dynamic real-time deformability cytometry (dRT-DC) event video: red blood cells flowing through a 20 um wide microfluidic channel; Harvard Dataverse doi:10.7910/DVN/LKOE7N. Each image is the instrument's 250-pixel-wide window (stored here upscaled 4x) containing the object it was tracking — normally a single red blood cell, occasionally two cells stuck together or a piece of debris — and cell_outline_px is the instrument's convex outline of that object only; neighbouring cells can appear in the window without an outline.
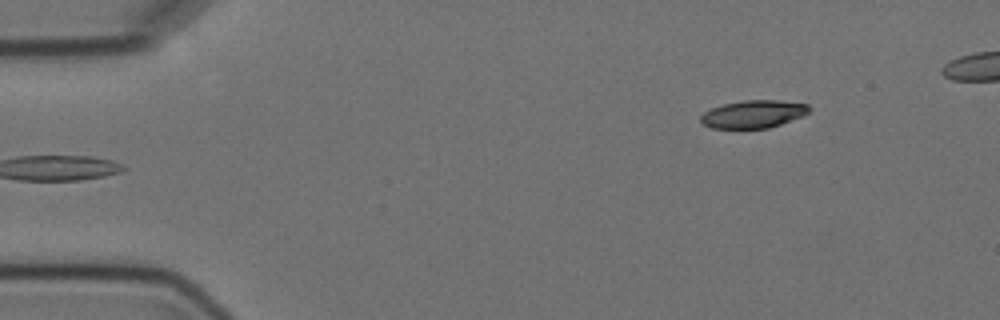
{"species": "Egyptian fruit bat (a non-hibernating species)", "species_latin": "Rousettus aegyptiacus", "temperature_condition": "cold", "stored_images_in_passage": 5, "camera_frame_rate_fps": 3000, "um_per_image_px": 0.085, "animal": {"sex": "female"}, "frame": {"image": 1, "passage_image": 5, "time_ms": 5.667, "image_size_px": [1000, 320], "cell_outline_px": [[812, 108], [808, 112], [800, 116], [780, 124], [768, 128], [712, 128], [704, 124], [700, 120], [700, 116], [704, 112], [712, 108], [724, 104], [744, 100], [780, 100], [808, 104]], "centroid_in_image_um": [64.03, 9.69], "position_along_channel_um": 21.0, "area_um2": 17.34}}